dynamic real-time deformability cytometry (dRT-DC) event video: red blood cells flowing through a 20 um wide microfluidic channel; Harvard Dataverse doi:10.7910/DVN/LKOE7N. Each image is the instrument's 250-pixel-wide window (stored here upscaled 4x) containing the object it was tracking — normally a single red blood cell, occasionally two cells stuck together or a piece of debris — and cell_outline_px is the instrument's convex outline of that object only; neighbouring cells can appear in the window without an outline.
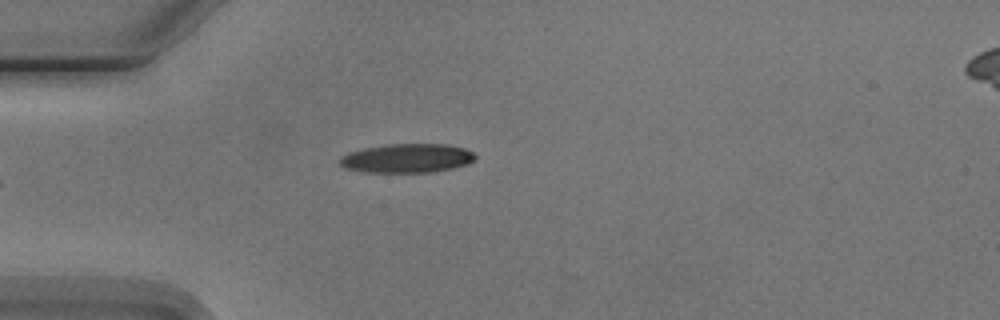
{"species": "Egyptian fruit bat (a non-hibernating species)", "species_latin": "Rousettus aegyptiacus", "temperature_condition": "cold", "stored_images_in_passage": 4, "camera_frame_rate_fps": 3000, "um_per_image_px": 0.085, "animal": {"sex": "male"}, "frame": {"image": 1, "passage_image": 4, "time_ms": 4.667, "image_size_px": [1000, 320], "cell_outline_px": [[476, 160], [468, 164], [452, 168], [432, 172], [364, 172], [344, 168], [340, 164], [340, 156], [348, 152], [364, 148], [388, 144], [448, 144], [464, 148], [472, 152], [476, 156]], "centroid_in_image_um": [34.6, 13.45], "position_along_channel_um": 50.4, "area_um2": 23.0}}